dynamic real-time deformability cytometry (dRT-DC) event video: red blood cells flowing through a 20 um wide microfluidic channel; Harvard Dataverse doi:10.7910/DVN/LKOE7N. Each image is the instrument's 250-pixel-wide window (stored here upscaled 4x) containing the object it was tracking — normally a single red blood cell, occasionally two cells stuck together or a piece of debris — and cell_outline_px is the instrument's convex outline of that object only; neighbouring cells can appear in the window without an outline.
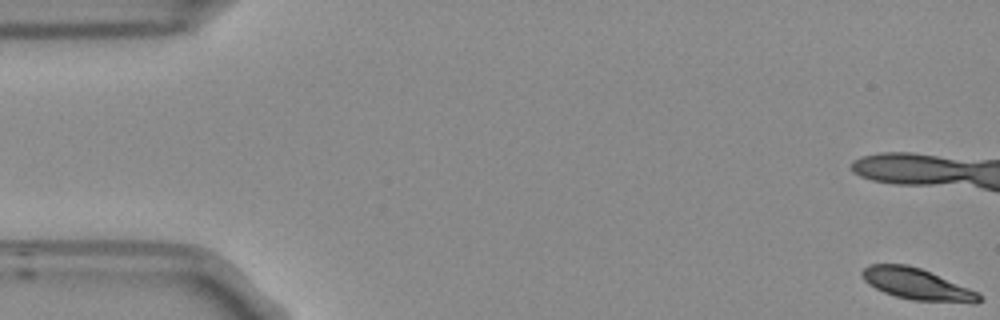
{"species": "Egyptian fruit bat (a non-hibernating species)", "species_latin": "Rousettus aegyptiacus", "temperature_condition": "room temperature", "stored_images_in_passage": 15, "camera_frame_rate_fps": 3000, "um_per_image_px": 0.085, "frame": {"image": 1, "passage_image": 1, "time_ms": 0.0, "image_size_px": [1000, 320], "cell_outline_px": [[980, 300], [976, 304], [972, 304], [912, 300], [896, 296], [884, 292], [868, 284], [860, 276], [860, 272], [868, 264], [908, 264], [920, 268], [980, 292]], "centroid_in_image_um": [77.96, 24.16], "position_along_channel_um": 7.0, "area_um2": 21.62}}